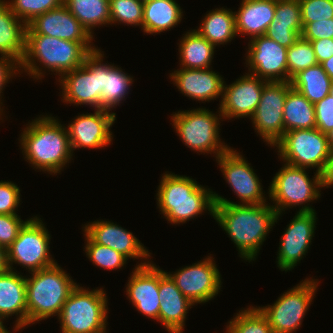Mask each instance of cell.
I'll return each mask as SVG.
<instances>
[{
    "instance_id": "cell-1",
    "label": "cell",
    "mask_w": 333,
    "mask_h": 333,
    "mask_svg": "<svg viewBox=\"0 0 333 333\" xmlns=\"http://www.w3.org/2000/svg\"><path fill=\"white\" fill-rule=\"evenodd\" d=\"M280 215L272 205L263 204H215L213 218L231 237L239 256L254 261L271 228Z\"/></svg>"
},
{
    "instance_id": "cell-2",
    "label": "cell",
    "mask_w": 333,
    "mask_h": 333,
    "mask_svg": "<svg viewBox=\"0 0 333 333\" xmlns=\"http://www.w3.org/2000/svg\"><path fill=\"white\" fill-rule=\"evenodd\" d=\"M42 116L23 129L19 139L22 153L34 168L57 174L73 156L68 132L58 119Z\"/></svg>"
},
{
    "instance_id": "cell-3",
    "label": "cell",
    "mask_w": 333,
    "mask_h": 333,
    "mask_svg": "<svg viewBox=\"0 0 333 333\" xmlns=\"http://www.w3.org/2000/svg\"><path fill=\"white\" fill-rule=\"evenodd\" d=\"M92 41H68L57 37L42 34H26L25 54L20 63V70H24L33 79L42 78L44 69L52 71L55 75L62 76L80 67L85 58L97 48ZM36 63V64H35Z\"/></svg>"
},
{
    "instance_id": "cell-4",
    "label": "cell",
    "mask_w": 333,
    "mask_h": 333,
    "mask_svg": "<svg viewBox=\"0 0 333 333\" xmlns=\"http://www.w3.org/2000/svg\"><path fill=\"white\" fill-rule=\"evenodd\" d=\"M158 186L157 205L171 224L186 223L208 210L213 216V191L196 180L165 172Z\"/></svg>"
},
{
    "instance_id": "cell-5",
    "label": "cell",
    "mask_w": 333,
    "mask_h": 333,
    "mask_svg": "<svg viewBox=\"0 0 333 333\" xmlns=\"http://www.w3.org/2000/svg\"><path fill=\"white\" fill-rule=\"evenodd\" d=\"M29 277H26L27 326L51 316L58 317L77 283L57 263L32 272Z\"/></svg>"
},
{
    "instance_id": "cell-6",
    "label": "cell",
    "mask_w": 333,
    "mask_h": 333,
    "mask_svg": "<svg viewBox=\"0 0 333 333\" xmlns=\"http://www.w3.org/2000/svg\"><path fill=\"white\" fill-rule=\"evenodd\" d=\"M107 302L102 288L89 291L77 285L58 316L62 333H105Z\"/></svg>"
},
{
    "instance_id": "cell-7",
    "label": "cell",
    "mask_w": 333,
    "mask_h": 333,
    "mask_svg": "<svg viewBox=\"0 0 333 333\" xmlns=\"http://www.w3.org/2000/svg\"><path fill=\"white\" fill-rule=\"evenodd\" d=\"M306 168L295 167L284 163V166L275 174L268 188V196L271 198L277 214L282 215L284 209L303 205L299 211H315L309 206L320 198L319 191L323 184V175L316 172L314 177L309 178ZM307 203V205H305Z\"/></svg>"
},
{
    "instance_id": "cell-8",
    "label": "cell",
    "mask_w": 333,
    "mask_h": 333,
    "mask_svg": "<svg viewBox=\"0 0 333 333\" xmlns=\"http://www.w3.org/2000/svg\"><path fill=\"white\" fill-rule=\"evenodd\" d=\"M221 117V113L217 115L206 108H197L175 112L171 121L176 133L187 147L201 154L213 152L217 159L230 149L219 137Z\"/></svg>"
},
{
    "instance_id": "cell-9",
    "label": "cell",
    "mask_w": 333,
    "mask_h": 333,
    "mask_svg": "<svg viewBox=\"0 0 333 333\" xmlns=\"http://www.w3.org/2000/svg\"><path fill=\"white\" fill-rule=\"evenodd\" d=\"M102 53L100 49H96L85 58L80 67L58 77L63 102L101 109V93L105 82Z\"/></svg>"
},
{
    "instance_id": "cell-10",
    "label": "cell",
    "mask_w": 333,
    "mask_h": 333,
    "mask_svg": "<svg viewBox=\"0 0 333 333\" xmlns=\"http://www.w3.org/2000/svg\"><path fill=\"white\" fill-rule=\"evenodd\" d=\"M286 164L301 168H317L324 174L331 153L326 134L319 129H296L285 132L274 145Z\"/></svg>"
},
{
    "instance_id": "cell-11",
    "label": "cell",
    "mask_w": 333,
    "mask_h": 333,
    "mask_svg": "<svg viewBox=\"0 0 333 333\" xmlns=\"http://www.w3.org/2000/svg\"><path fill=\"white\" fill-rule=\"evenodd\" d=\"M38 217L30 218L20 229L18 237L7 248L8 265L25 267L29 273L55 265L49 251L50 234Z\"/></svg>"
},
{
    "instance_id": "cell-12",
    "label": "cell",
    "mask_w": 333,
    "mask_h": 333,
    "mask_svg": "<svg viewBox=\"0 0 333 333\" xmlns=\"http://www.w3.org/2000/svg\"><path fill=\"white\" fill-rule=\"evenodd\" d=\"M317 287V279L306 278L284 292L274 304L257 307L267 318L273 333H293L299 329L313 302Z\"/></svg>"
},
{
    "instance_id": "cell-13",
    "label": "cell",
    "mask_w": 333,
    "mask_h": 333,
    "mask_svg": "<svg viewBox=\"0 0 333 333\" xmlns=\"http://www.w3.org/2000/svg\"><path fill=\"white\" fill-rule=\"evenodd\" d=\"M221 172L232 191L240 198V203L229 201L213 192L215 204H263L266 197L263 195L262 184L253 168L245 158L230 148L216 159Z\"/></svg>"
},
{
    "instance_id": "cell-14",
    "label": "cell",
    "mask_w": 333,
    "mask_h": 333,
    "mask_svg": "<svg viewBox=\"0 0 333 333\" xmlns=\"http://www.w3.org/2000/svg\"><path fill=\"white\" fill-rule=\"evenodd\" d=\"M291 87L288 81L266 82L257 109L250 118L258 135L271 146L284 134L283 108Z\"/></svg>"
},
{
    "instance_id": "cell-15",
    "label": "cell",
    "mask_w": 333,
    "mask_h": 333,
    "mask_svg": "<svg viewBox=\"0 0 333 333\" xmlns=\"http://www.w3.org/2000/svg\"><path fill=\"white\" fill-rule=\"evenodd\" d=\"M198 263L168 273L181 293L194 305L213 299L221 288V275L214 258L207 256ZM214 261V262H213Z\"/></svg>"
},
{
    "instance_id": "cell-16",
    "label": "cell",
    "mask_w": 333,
    "mask_h": 333,
    "mask_svg": "<svg viewBox=\"0 0 333 333\" xmlns=\"http://www.w3.org/2000/svg\"><path fill=\"white\" fill-rule=\"evenodd\" d=\"M246 65L251 74L270 81H288L287 49L266 35L250 38Z\"/></svg>"
},
{
    "instance_id": "cell-17",
    "label": "cell",
    "mask_w": 333,
    "mask_h": 333,
    "mask_svg": "<svg viewBox=\"0 0 333 333\" xmlns=\"http://www.w3.org/2000/svg\"><path fill=\"white\" fill-rule=\"evenodd\" d=\"M315 211H297L284 234L281 236L277 266L281 271L294 269L306 255L316 228Z\"/></svg>"
},
{
    "instance_id": "cell-18",
    "label": "cell",
    "mask_w": 333,
    "mask_h": 333,
    "mask_svg": "<svg viewBox=\"0 0 333 333\" xmlns=\"http://www.w3.org/2000/svg\"><path fill=\"white\" fill-rule=\"evenodd\" d=\"M116 113L95 109L94 114H80L69 123L67 129L72 153L77 148L99 149L112 141L111 126L115 123Z\"/></svg>"
},
{
    "instance_id": "cell-19",
    "label": "cell",
    "mask_w": 333,
    "mask_h": 333,
    "mask_svg": "<svg viewBox=\"0 0 333 333\" xmlns=\"http://www.w3.org/2000/svg\"><path fill=\"white\" fill-rule=\"evenodd\" d=\"M267 81L248 72L226 85L224 81L219 113L222 118H251L261 99L264 84Z\"/></svg>"
},
{
    "instance_id": "cell-20",
    "label": "cell",
    "mask_w": 333,
    "mask_h": 333,
    "mask_svg": "<svg viewBox=\"0 0 333 333\" xmlns=\"http://www.w3.org/2000/svg\"><path fill=\"white\" fill-rule=\"evenodd\" d=\"M126 285L127 298L144 316L159 321L160 268L153 263L135 266Z\"/></svg>"
},
{
    "instance_id": "cell-21",
    "label": "cell",
    "mask_w": 333,
    "mask_h": 333,
    "mask_svg": "<svg viewBox=\"0 0 333 333\" xmlns=\"http://www.w3.org/2000/svg\"><path fill=\"white\" fill-rule=\"evenodd\" d=\"M26 34H42L68 41H93V36L64 4L34 17L26 24Z\"/></svg>"
},
{
    "instance_id": "cell-22",
    "label": "cell",
    "mask_w": 333,
    "mask_h": 333,
    "mask_svg": "<svg viewBox=\"0 0 333 333\" xmlns=\"http://www.w3.org/2000/svg\"><path fill=\"white\" fill-rule=\"evenodd\" d=\"M84 233L94 242L108 246L124 255L127 259L149 260L150 253L144 245L133 235L119 225L110 221L97 220L85 224Z\"/></svg>"
},
{
    "instance_id": "cell-23",
    "label": "cell",
    "mask_w": 333,
    "mask_h": 333,
    "mask_svg": "<svg viewBox=\"0 0 333 333\" xmlns=\"http://www.w3.org/2000/svg\"><path fill=\"white\" fill-rule=\"evenodd\" d=\"M170 77L180 93L193 100L209 102L222 98L224 80L212 69L180 68L170 73Z\"/></svg>"
},
{
    "instance_id": "cell-24",
    "label": "cell",
    "mask_w": 333,
    "mask_h": 333,
    "mask_svg": "<svg viewBox=\"0 0 333 333\" xmlns=\"http://www.w3.org/2000/svg\"><path fill=\"white\" fill-rule=\"evenodd\" d=\"M159 322L169 333H183L187 311L194 304L177 288L171 277L160 269Z\"/></svg>"
},
{
    "instance_id": "cell-25",
    "label": "cell",
    "mask_w": 333,
    "mask_h": 333,
    "mask_svg": "<svg viewBox=\"0 0 333 333\" xmlns=\"http://www.w3.org/2000/svg\"><path fill=\"white\" fill-rule=\"evenodd\" d=\"M14 270L0 274V316L6 320L10 316L16 318L14 331L27 326L26 276Z\"/></svg>"
},
{
    "instance_id": "cell-26",
    "label": "cell",
    "mask_w": 333,
    "mask_h": 333,
    "mask_svg": "<svg viewBox=\"0 0 333 333\" xmlns=\"http://www.w3.org/2000/svg\"><path fill=\"white\" fill-rule=\"evenodd\" d=\"M276 0H242L235 13L237 34L252 38L266 34L274 20Z\"/></svg>"
},
{
    "instance_id": "cell-27",
    "label": "cell",
    "mask_w": 333,
    "mask_h": 333,
    "mask_svg": "<svg viewBox=\"0 0 333 333\" xmlns=\"http://www.w3.org/2000/svg\"><path fill=\"white\" fill-rule=\"evenodd\" d=\"M26 24L16 17L7 1L0 0V54L21 63L25 54Z\"/></svg>"
},
{
    "instance_id": "cell-28",
    "label": "cell",
    "mask_w": 333,
    "mask_h": 333,
    "mask_svg": "<svg viewBox=\"0 0 333 333\" xmlns=\"http://www.w3.org/2000/svg\"><path fill=\"white\" fill-rule=\"evenodd\" d=\"M183 11L175 0H147L143 6L142 30L158 34L181 22Z\"/></svg>"
},
{
    "instance_id": "cell-29",
    "label": "cell",
    "mask_w": 333,
    "mask_h": 333,
    "mask_svg": "<svg viewBox=\"0 0 333 333\" xmlns=\"http://www.w3.org/2000/svg\"><path fill=\"white\" fill-rule=\"evenodd\" d=\"M195 31L215 47L228 43L237 36L235 13L231 9L216 8L207 13Z\"/></svg>"
},
{
    "instance_id": "cell-30",
    "label": "cell",
    "mask_w": 333,
    "mask_h": 333,
    "mask_svg": "<svg viewBox=\"0 0 333 333\" xmlns=\"http://www.w3.org/2000/svg\"><path fill=\"white\" fill-rule=\"evenodd\" d=\"M284 133L296 129L316 128L315 106L291 87L283 108Z\"/></svg>"
},
{
    "instance_id": "cell-31",
    "label": "cell",
    "mask_w": 333,
    "mask_h": 333,
    "mask_svg": "<svg viewBox=\"0 0 333 333\" xmlns=\"http://www.w3.org/2000/svg\"><path fill=\"white\" fill-rule=\"evenodd\" d=\"M178 49L181 68H210L215 46L206 38L200 36L194 29L183 36Z\"/></svg>"
},
{
    "instance_id": "cell-32",
    "label": "cell",
    "mask_w": 333,
    "mask_h": 333,
    "mask_svg": "<svg viewBox=\"0 0 333 333\" xmlns=\"http://www.w3.org/2000/svg\"><path fill=\"white\" fill-rule=\"evenodd\" d=\"M290 83L312 104H316L329 94L332 80L322 65L317 64L297 73Z\"/></svg>"
},
{
    "instance_id": "cell-33",
    "label": "cell",
    "mask_w": 333,
    "mask_h": 333,
    "mask_svg": "<svg viewBox=\"0 0 333 333\" xmlns=\"http://www.w3.org/2000/svg\"><path fill=\"white\" fill-rule=\"evenodd\" d=\"M63 4L91 36L95 26L110 24L109 0H63Z\"/></svg>"
},
{
    "instance_id": "cell-34",
    "label": "cell",
    "mask_w": 333,
    "mask_h": 333,
    "mask_svg": "<svg viewBox=\"0 0 333 333\" xmlns=\"http://www.w3.org/2000/svg\"><path fill=\"white\" fill-rule=\"evenodd\" d=\"M133 77L114 64H105V82L101 93V109L111 111L119 105L130 90Z\"/></svg>"
},
{
    "instance_id": "cell-35",
    "label": "cell",
    "mask_w": 333,
    "mask_h": 333,
    "mask_svg": "<svg viewBox=\"0 0 333 333\" xmlns=\"http://www.w3.org/2000/svg\"><path fill=\"white\" fill-rule=\"evenodd\" d=\"M226 326V333H273L267 318L256 307L240 310Z\"/></svg>"
},
{
    "instance_id": "cell-36",
    "label": "cell",
    "mask_w": 333,
    "mask_h": 333,
    "mask_svg": "<svg viewBox=\"0 0 333 333\" xmlns=\"http://www.w3.org/2000/svg\"><path fill=\"white\" fill-rule=\"evenodd\" d=\"M288 82L299 72L318 64L313 45L300 36L287 49Z\"/></svg>"
},
{
    "instance_id": "cell-37",
    "label": "cell",
    "mask_w": 333,
    "mask_h": 333,
    "mask_svg": "<svg viewBox=\"0 0 333 333\" xmlns=\"http://www.w3.org/2000/svg\"><path fill=\"white\" fill-rule=\"evenodd\" d=\"M143 6L141 0H109L110 25L119 22L142 28Z\"/></svg>"
},
{
    "instance_id": "cell-38",
    "label": "cell",
    "mask_w": 333,
    "mask_h": 333,
    "mask_svg": "<svg viewBox=\"0 0 333 333\" xmlns=\"http://www.w3.org/2000/svg\"><path fill=\"white\" fill-rule=\"evenodd\" d=\"M85 246L86 256L92 261L95 266L102 267L108 270L121 269L128 260L124 255L115 251L114 249L94 243L86 234Z\"/></svg>"
},
{
    "instance_id": "cell-39",
    "label": "cell",
    "mask_w": 333,
    "mask_h": 333,
    "mask_svg": "<svg viewBox=\"0 0 333 333\" xmlns=\"http://www.w3.org/2000/svg\"><path fill=\"white\" fill-rule=\"evenodd\" d=\"M12 13L28 24L34 17L63 4V0H11L7 1Z\"/></svg>"
},
{
    "instance_id": "cell-40",
    "label": "cell",
    "mask_w": 333,
    "mask_h": 333,
    "mask_svg": "<svg viewBox=\"0 0 333 333\" xmlns=\"http://www.w3.org/2000/svg\"><path fill=\"white\" fill-rule=\"evenodd\" d=\"M274 20L276 24L288 25L301 36L303 23L299 0H276Z\"/></svg>"
},
{
    "instance_id": "cell-41",
    "label": "cell",
    "mask_w": 333,
    "mask_h": 333,
    "mask_svg": "<svg viewBox=\"0 0 333 333\" xmlns=\"http://www.w3.org/2000/svg\"><path fill=\"white\" fill-rule=\"evenodd\" d=\"M303 28L308 23L333 18V0H299Z\"/></svg>"
},
{
    "instance_id": "cell-42",
    "label": "cell",
    "mask_w": 333,
    "mask_h": 333,
    "mask_svg": "<svg viewBox=\"0 0 333 333\" xmlns=\"http://www.w3.org/2000/svg\"><path fill=\"white\" fill-rule=\"evenodd\" d=\"M28 220L23 221L17 214H0V246L7 249L18 237L20 229Z\"/></svg>"
},
{
    "instance_id": "cell-43",
    "label": "cell",
    "mask_w": 333,
    "mask_h": 333,
    "mask_svg": "<svg viewBox=\"0 0 333 333\" xmlns=\"http://www.w3.org/2000/svg\"><path fill=\"white\" fill-rule=\"evenodd\" d=\"M20 188L11 181H0V214L14 215L20 203Z\"/></svg>"
},
{
    "instance_id": "cell-44",
    "label": "cell",
    "mask_w": 333,
    "mask_h": 333,
    "mask_svg": "<svg viewBox=\"0 0 333 333\" xmlns=\"http://www.w3.org/2000/svg\"><path fill=\"white\" fill-rule=\"evenodd\" d=\"M316 128L326 134L333 129V95H327L325 98L314 104Z\"/></svg>"
},
{
    "instance_id": "cell-45",
    "label": "cell",
    "mask_w": 333,
    "mask_h": 333,
    "mask_svg": "<svg viewBox=\"0 0 333 333\" xmlns=\"http://www.w3.org/2000/svg\"><path fill=\"white\" fill-rule=\"evenodd\" d=\"M265 35L285 48H289L300 37L288 25L276 24L275 20L269 24Z\"/></svg>"
},
{
    "instance_id": "cell-46",
    "label": "cell",
    "mask_w": 333,
    "mask_h": 333,
    "mask_svg": "<svg viewBox=\"0 0 333 333\" xmlns=\"http://www.w3.org/2000/svg\"><path fill=\"white\" fill-rule=\"evenodd\" d=\"M301 36L310 42L312 40H319L323 38L333 39V18L308 23L303 28Z\"/></svg>"
},
{
    "instance_id": "cell-47",
    "label": "cell",
    "mask_w": 333,
    "mask_h": 333,
    "mask_svg": "<svg viewBox=\"0 0 333 333\" xmlns=\"http://www.w3.org/2000/svg\"><path fill=\"white\" fill-rule=\"evenodd\" d=\"M20 63L14 59L11 56L1 54L0 57V97L1 93H3V89L8 83V81L13 77L14 75L18 74L19 72L21 73L22 71H19L20 69ZM18 71V72H17ZM1 98H0V115L3 112L4 109L1 108ZM2 116H0L1 118Z\"/></svg>"
},
{
    "instance_id": "cell-48",
    "label": "cell",
    "mask_w": 333,
    "mask_h": 333,
    "mask_svg": "<svg viewBox=\"0 0 333 333\" xmlns=\"http://www.w3.org/2000/svg\"><path fill=\"white\" fill-rule=\"evenodd\" d=\"M311 44L313 45L318 64H321L323 61L329 59L333 55L332 38L312 40Z\"/></svg>"
},
{
    "instance_id": "cell-49",
    "label": "cell",
    "mask_w": 333,
    "mask_h": 333,
    "mask_svg": "<svg viewBox=\"0 0 333 333\" xmlns=\"http://www.w3.org/2000/svg\"><path fill=\"white\" fill-rule=\"evenodd\" d=\"M323 184L324 188L333 186V151L330 153L328 165L323 174Z\"/></svg>"
},
{
    "instance_id": "cell-50",
    "label": "cell",
    "mask_w": 333,
    "mask_h": 333,
    "mask_svg": "<svg viewBox=\"0 0 333 333\" xmlns=\"http://www.w3.org/2000/svg\"><path fill=\"white\" fill-rule=\"evenodd\" d=\"M9 269L7 249L0 246V274L8 271Z\"/></svg>"
},
{
    "instance_id": "cell-51",
    "label": "cell",
    "mask_w": 333,
    "mask_h": 333,
    "mask_svg": "<svg viewBox=\"0 0 333 333\" xmlns=\"http://www.w3.org/2000/svg\"><path fill=\"white\" fill-rule=\"evenodd\" d=\"M321 65L330 79L333 81V55L329 59L323 61Z\"/></svg>"
},
{
    "instance_id": "cell-52",
    "label": "cell",
    "mask_w": 333,
    "mask_h": 333,
    "mask_svg": "<svg viewBox=\"0 0 333 333\" xmlns=\"http://www.w3.org/2000/svg\"><path fill=\"white\" fill-rule=\"evenodd\" d=\"M328 142H329V146H330V150L333 151V129H331L330 131H328L326 133Z\"/></svg>"
},
{
    "instance_id": "cell-53",
    "label": "cell",
    "mask_w": 333,
    "mask_h": 333,
    "mask_svg": "<svg viewBox=\"0 0 333 333\" xmlns=\"http://www.w3.org/2000/svg\"><path fill=\"white\" fill-rule=\"evenodd\" d=\"M4 319L0 316V333H10L3 325Z\"/></svg>"
},
{
    "instance_id": "cell-54",
    "label": "cell",
    "mask_w": 333,
    "mask_h": 333,
    "mask_svg": "<svg viewBox=\"0 0 333 333\" xmlns=\"http://www.w3.org/2000/svg\"><path fill=\"white\" fill-rule=\"evenodd\" d=\"M329 95H333V81L331 83V87H330V90H329Z\"/></svg>"
}]
</instances>
